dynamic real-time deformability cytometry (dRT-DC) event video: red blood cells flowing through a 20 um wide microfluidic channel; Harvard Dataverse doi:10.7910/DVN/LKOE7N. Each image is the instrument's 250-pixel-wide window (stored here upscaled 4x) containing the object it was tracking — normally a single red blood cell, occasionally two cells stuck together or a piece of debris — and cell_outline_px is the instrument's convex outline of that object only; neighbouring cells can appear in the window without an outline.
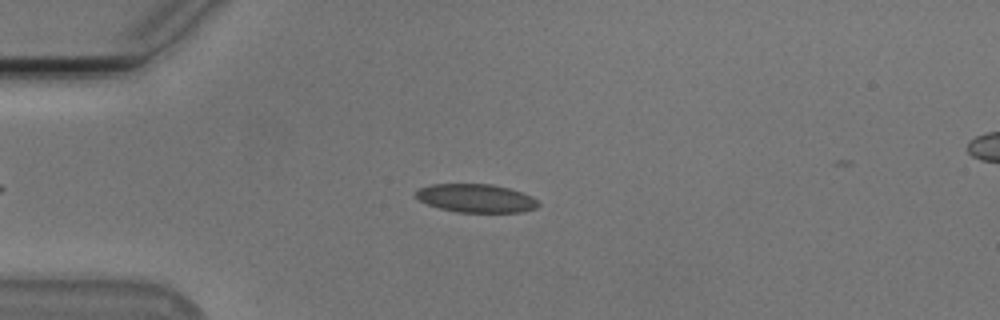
{"species": "Egyptian fruit bat (a non-hibernating species)", "species_latin": "Rousettus aegyptiacus", "temperature_condition": "cold", "stored_images_in_passage": 43, "camera_frame_rate_fps": 3000, "um_per_image_px": 0.085, "animal": {"sex": "male"}, "frame": {"image": 1, "passage_image": 7, "time_ms": 2.0, "image_size_px": [1000, 320], "cell_outline_px": [[540, 204], [536, 208], [520, 212], [456, 212], [440, 208], [428, 204], [412, 196], [420, 188], [432, 184], [492, 184], [508, 188], [532, 196]], "centroid_in_image_um": [40.44, 16.85], "position_along_channel_um": 44.6, "area_um2": 20.17}}
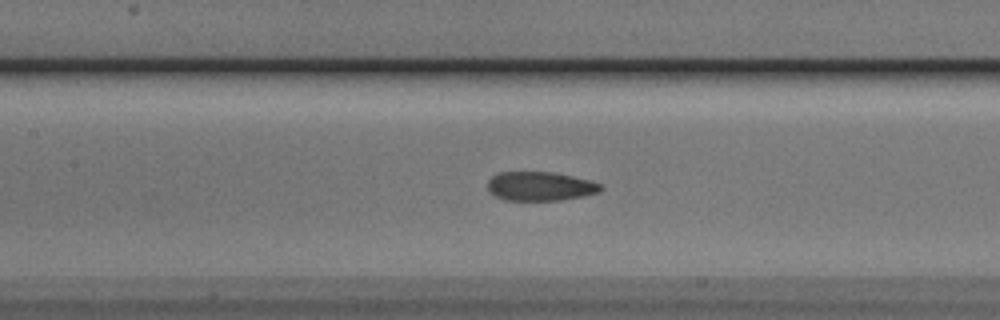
{"frame": {"image": 2, "passage_image": 18, "time_ms": 5.667, "image_size_px": [1000, 320], "cell_outline_px": [[604, 188], [600, 192], [584, 196], [560, 200], [504, 200], [488, 192], [488, 180], [492, 176], [500, 172], [552, 172], [592, 180], [604, 184]], "centroid_in_image_um": [45.96, 15.83], "position_along_channel_um": 161.4, "area_um2": 19.36}}
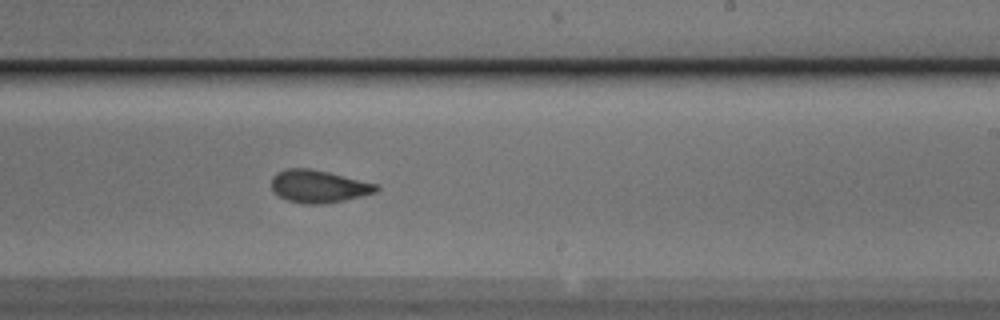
{"frame": {"image": 3, "passage_image": 26, "time_ms": 8.333, "image_size_px": [1000, 320], "cell_outline_px": [[380, 188], [376, 192], [344, 200], [324, 204], [304, 204], [288, 200], [280, 196], [272, 188], [272, 176], [276, 172], [288, 168], [312, 168], [376, 184]], "centroid_in_image_um": [27.06, 15.83], "position_along_channel_um": 261.9, "area_um2": 19.71}, "authors_computed_cell_mechanics": {"area_um2": 19.941, "velocity_mm_per_s": 3.7758, "shape_relaxation_time_tau1_ms": 6.0468, "shape_relaxation_time_tau2_ms": 2.2023, "deformation_change_tau1": 0.1553, "deformation_change_tau2": 0.0619}}